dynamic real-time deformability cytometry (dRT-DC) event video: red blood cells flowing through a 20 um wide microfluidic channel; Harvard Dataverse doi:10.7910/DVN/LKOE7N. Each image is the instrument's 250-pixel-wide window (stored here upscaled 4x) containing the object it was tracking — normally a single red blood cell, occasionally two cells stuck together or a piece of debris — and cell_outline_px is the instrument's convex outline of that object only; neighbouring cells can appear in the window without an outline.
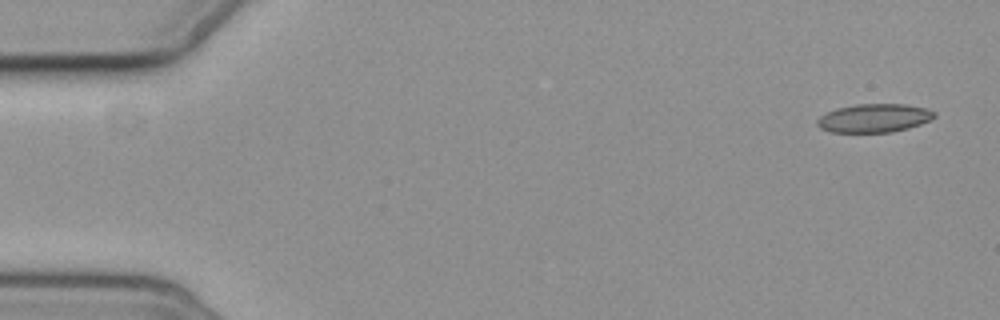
{"species": "common noctule bat (a hibernating species)", "species_latin": "Nyctalus noctula", "temperature_condition": "cold", "stored_images_in_passage": 5, "camera_frame_rate_fps": 3000, "um_per_image_px": 0.085, "animal": {"sex": "female", "body_mass_g": 19.3, "forearm_length_mm": 54.1}, "frame": {"image": 1, "passage_image": 1, "time_ms": 0.0, "image_size_px": [1000, 320], "cell_outline_px": [[936, 116], [920, 124], [908, 128], [892, 132], [832, 132], [820, 128], [816, 124], [816, 120], [820, 116], [836, 108], [856, 104], [904, 104], [928, 108], [936, 112]], "centroid_in_image_um": [74.3, 10.03], "position_along_channel_um": 10.7, "area_um2": 19.48}}